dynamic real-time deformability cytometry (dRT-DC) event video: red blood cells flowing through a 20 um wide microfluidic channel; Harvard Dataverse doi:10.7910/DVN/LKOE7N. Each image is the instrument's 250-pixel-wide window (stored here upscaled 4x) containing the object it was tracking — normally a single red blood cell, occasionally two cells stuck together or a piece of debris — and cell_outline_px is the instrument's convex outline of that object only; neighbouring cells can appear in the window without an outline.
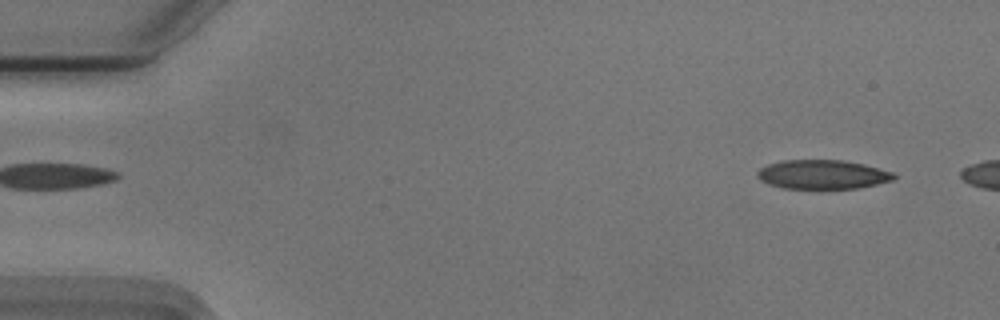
{"species": "Egyptian fruit bat (a non-hibernating species)", "species_latin": "Rousettus aegyptiacus", "temperature_condition": "cold", "stored_images_in_passage": 8, "camera_frame_rate_fps": 3000, "um_per_image_px": 0.085, "animal": {"sex": "male"}, "frame": {"image": 1, "passage_image": 3, "time_ms": 0.667, "image_size_px": [1000, 320], "cell_outline_px": [[896, 176], [892, 180], [876, 184], [856, 188], [784, 188], [768, 184], [760, 180], [756, 176], [756, 172], [760, 168], [768, 164], [784, 160], [844, 160], [864, 164], [892, 172]], "centroid_in_image_um": [69.88, 14.82], "position_along_channel_um": 15.1, "area_um2": 23.0}}